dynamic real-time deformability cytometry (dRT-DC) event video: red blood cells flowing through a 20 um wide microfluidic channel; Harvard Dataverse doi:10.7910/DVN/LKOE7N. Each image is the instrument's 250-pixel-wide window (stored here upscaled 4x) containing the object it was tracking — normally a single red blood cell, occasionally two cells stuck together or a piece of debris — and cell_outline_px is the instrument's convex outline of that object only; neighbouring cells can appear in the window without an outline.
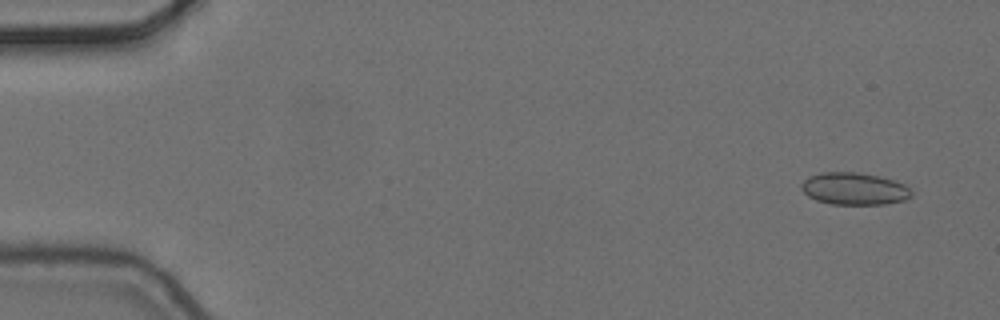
{"species": "common noctule bat (a hibernating species)", "species_latin": "Nyctalus noctula", "temperature_condition": "cold", "stored_images_in_passage": 5, "camera_frame_rate_fps": 3000, "um_per_image_px": 0.085, "animal": {"sex": "female", "body_mass_g": 24.6, "forearm_length_mm": 56.2}, "frame": {"image": 1, "passage_image": 1, "time_ms": 0.0, "image_size_px": [1000, 320], "cell_outline_px": [[912, 196], [904, 200], [884, 204], [832, 204], [816, 200], [808, 196], [800, 188], [800, 184], [808, 176], [820, 172], [856, 172], [880, 176], [896, 180], [904, 184], [912, 192]], "centroid_in_image_um": [72.59, 16.03], "position_along_channel_um": 12.4, "area_um2": 20.81}}
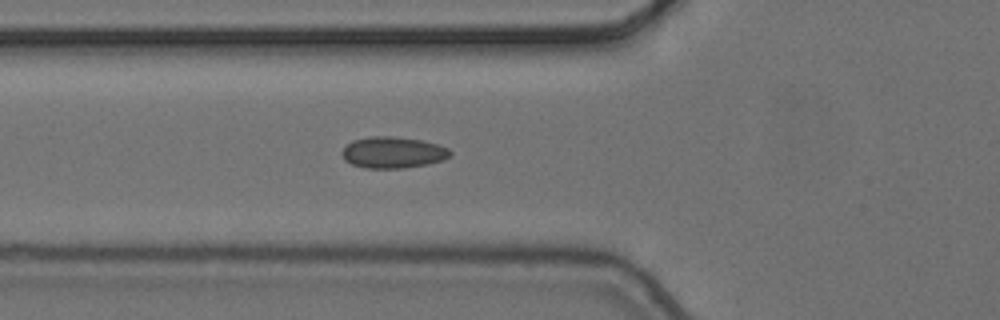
{"frame": {"image": 2, "passage_image": 5, "time_ms": 1.333, "image_size_px": [1000, 320], "cell_outline_px": [[452, 156], [444, 160], [428, 164], [404, 168], [364, 168], [352, 164], [344, 160], [340, 152], [352, 140], [368, 136], [392, 136], [420, 140], [436, 144], [448, 148], [452, 152]], "centroid_in_image_um": [33.4, 12.96], "position_along_channel_um": 92.4, "area_um2": 19.94}}